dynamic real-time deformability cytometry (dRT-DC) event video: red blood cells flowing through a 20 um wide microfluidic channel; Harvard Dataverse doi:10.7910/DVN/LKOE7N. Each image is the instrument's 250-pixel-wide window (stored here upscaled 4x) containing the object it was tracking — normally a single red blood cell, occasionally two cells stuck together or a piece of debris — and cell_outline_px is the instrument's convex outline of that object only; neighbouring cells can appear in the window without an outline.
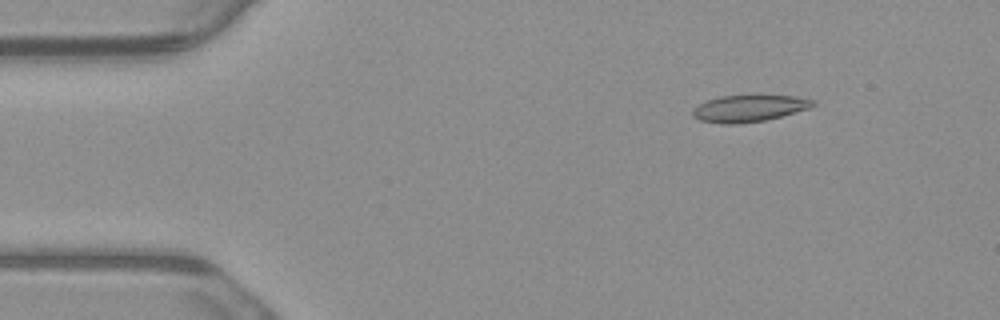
{"species": "common noctule bat (a hibernating species)", "species_latin": "Nyctalus noctula", "temperature_condition": "warm", "stored_images_in_passage": 2, "camera_frame_rate_fps": 3000, "um_per_image_px": 0.085, "animal": {"sex": "male", "body_mass_g": 23.1, "forearm_length_mm": 52.7}, "frame": {"image": 1, "passage_image": 1, "time_ms": 0.0, "image_size_px": [1000, 320], "cell_outline_px": [[816, 104], [808, 108], [780, 116], [764, 120], [740, 124], [720, 124], [700, 120], [692, 116], [692, 108], [708, 100], [720, 96], [796, 96], [816, 100]], "centroid_in_image_um": [63.64, 9.22], "position_along_channel_um": 21.4, "area_um2": 18.55}}